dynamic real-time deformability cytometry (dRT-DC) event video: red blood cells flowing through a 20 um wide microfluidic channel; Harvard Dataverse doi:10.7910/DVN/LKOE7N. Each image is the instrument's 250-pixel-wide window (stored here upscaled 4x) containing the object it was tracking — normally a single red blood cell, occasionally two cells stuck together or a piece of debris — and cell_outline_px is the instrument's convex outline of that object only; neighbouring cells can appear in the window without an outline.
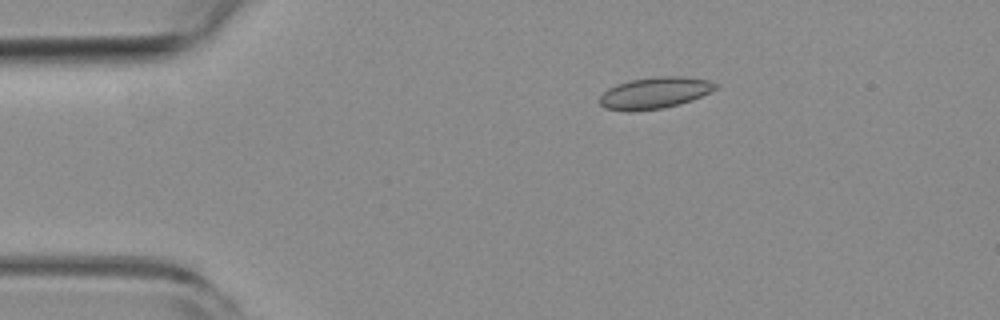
{"species": "common noctule bat (a hibernating species)", "species_latin": "Nyctalus noctula", "temperature_condition": "room temperature", "stored_images_in_passage": 48, "camera_frame_rate_fps": 3000, "um_per_image_px": 0.085, "animal": {"sex": "female", "body_mass_g": 19.3, "forearm_length_mm": 54.1}, "frame": {"image": 1, "passage_image": 4, "time_ms": 1.0, "image_size_px": [1000, 320], "cell_outline_px": [[720, 84], [716, 88], [692, 100], [680, 104], [664, 108], [628, 112], [604, 108], [600, 104], [600, 96], [608, 88], [616, 84], [628, 80], [656, 76], [684, 76], [708, 80]], "centroid_in_image_um": [55.63, 7.89], "position_along_channel_um": 29.4, "area_um2": 21.44}}
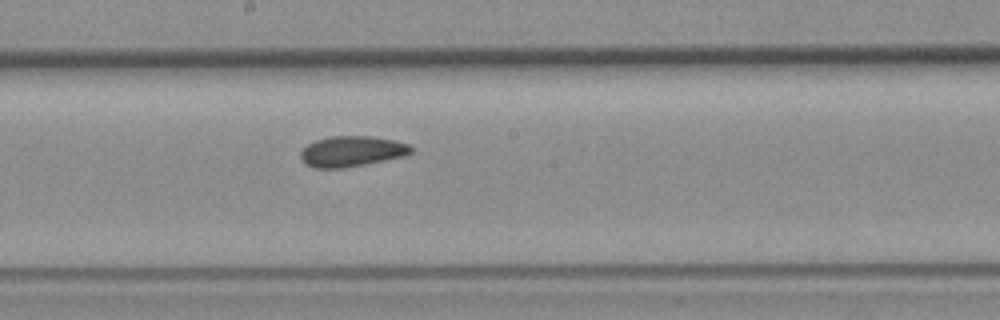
{"frame": {"image": 2, "passage_image": 23, "time_ms": 7.333, "image_size_px": [1000, 320], "cell_outline_px": [[412, 152], [404, 156], [344, 168], [316, 168], [304, 164], [300, 160], [300, 152], [308, 144], [316, 140], [332, 136], [372, 136], [392, 140], [408, 144], [412, 148]], "centroid_in_image_um": [29.86, 12.87], "position_along_channel_um": 218.3, "area_um2": 19.59}}
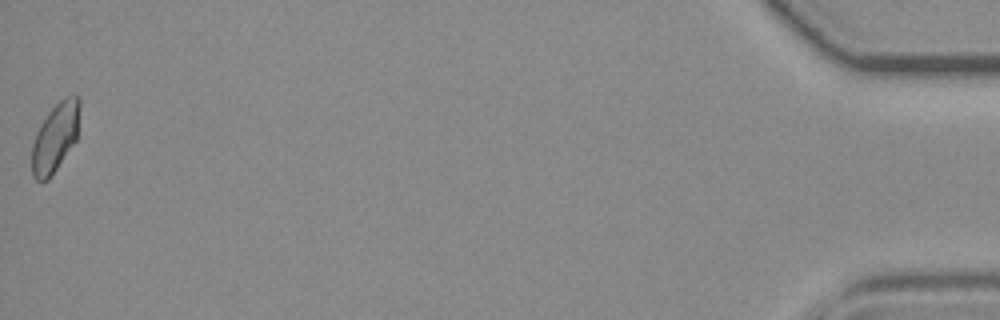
{"frame": {"image": 3, "passage_image": 48, "time_ms": 15.667, "image_size_px": [1000, 320], "cell_outline_px": [[80, 104], [76, 140], [52, 176], [48, 180], [36, 180], [32, 176], [32, 144], [36, 132], [40, 124], [48, 112], [60, 100], [68, 96], [80, 96]], "centroid_in_image_um": [4.68, 11.69], "position_along_channel_um": 430.5, "area_um2": 19.13}, "authors_computed_cell_mechanics": {"area_um2": 19.5942, "velocity_mm_per_s": 3.807, "shape_relaxation_time_tau1_ms": null, "shape_relaxation_time_tau2_ms": 6.2927, "deformation_change_tau1": null, "deformation_change_tau2": 0.0957}}